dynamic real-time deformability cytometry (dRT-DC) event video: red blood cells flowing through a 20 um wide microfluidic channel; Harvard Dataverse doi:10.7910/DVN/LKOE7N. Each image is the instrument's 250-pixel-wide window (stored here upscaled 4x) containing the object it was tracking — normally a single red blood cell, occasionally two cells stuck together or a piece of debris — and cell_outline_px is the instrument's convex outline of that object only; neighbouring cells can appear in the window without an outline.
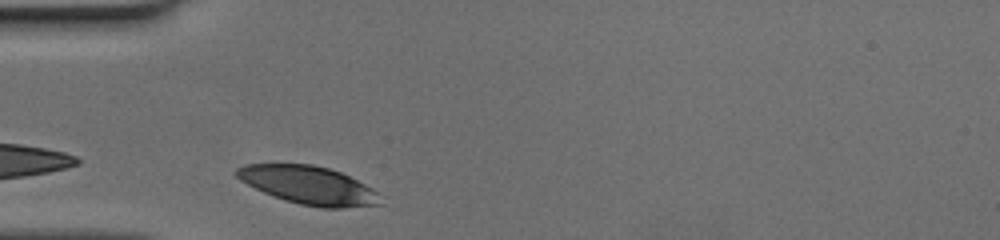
{"species": "human", "species_latin": "Homo sapiens", "temperature_condition": "cold", "stored_images_in_passage": 25, "camera_frame_rate_fps": 3000, "um_per_image_px": 0.085, "donor": {"sex": "female"}, "frame": {"image": 1, "passage_image": 1, "time_ms": 0.0, "image_size_px": [1000, 240], "cell_outline_px": [[384, 204], [340, 208], [320, 208], [300, 204], [264, 192], [240, 180], [232, 172], [236, 168], [244, 164], [312, 164], [328, 168], [340, 172], [380, 192]], "centroid_in_image_um": [26.26, 15.74], "position_along_channel_um": 58.7, "area_um2": 31.91}}
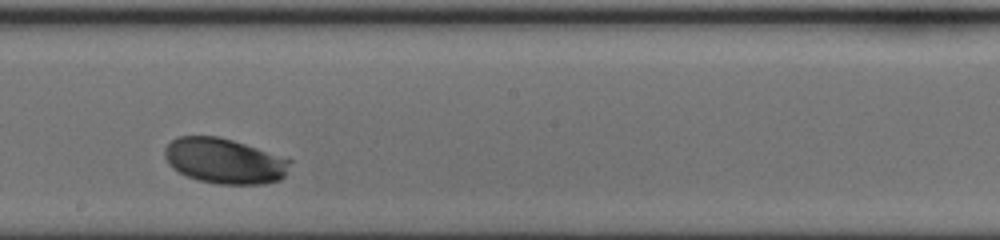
{"frame": {"image": 2, "passage_image": 14, "time_ms": 4.333, "image_size_px": [1000, 240], "cell_outline_px": [[292, 160], [284, 176], [280, 180], [264, 184], [216, 184], [196, 180], [172, 168], [168, 164], [164, 156], [164, 148], [176, 136], [216, 136], [232, 140]], "centroid_in_image_um": [19.04, 13.69], "position_along_channel_um": 229.2, "area_um2": 33.0}}
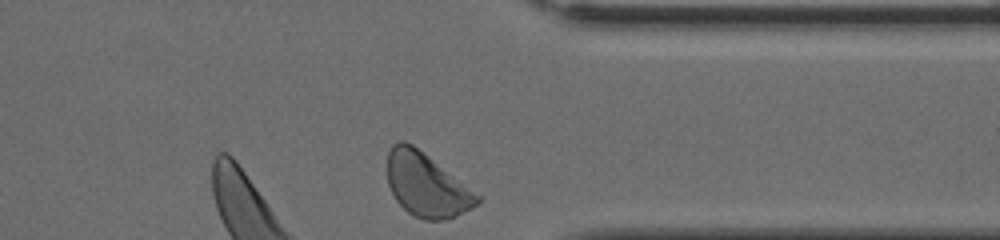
{"frame": {"image": 3, "passage_image": 25, "time_ms": 8.0, "image_size_px": [1000, 240], "cell_outline_px": [[484, 200], [480, 204], [448, 220], [424, 220], [408, 212], [396, 200], [388, 184], [388, 152], [392, 144], [400, 140], [404, 140], [412, 144], [484, 196]], "centroid_in_image_um": [36.32, 15.73], "position_along_channel_um": 375.1, "area_um2": 33.76}}